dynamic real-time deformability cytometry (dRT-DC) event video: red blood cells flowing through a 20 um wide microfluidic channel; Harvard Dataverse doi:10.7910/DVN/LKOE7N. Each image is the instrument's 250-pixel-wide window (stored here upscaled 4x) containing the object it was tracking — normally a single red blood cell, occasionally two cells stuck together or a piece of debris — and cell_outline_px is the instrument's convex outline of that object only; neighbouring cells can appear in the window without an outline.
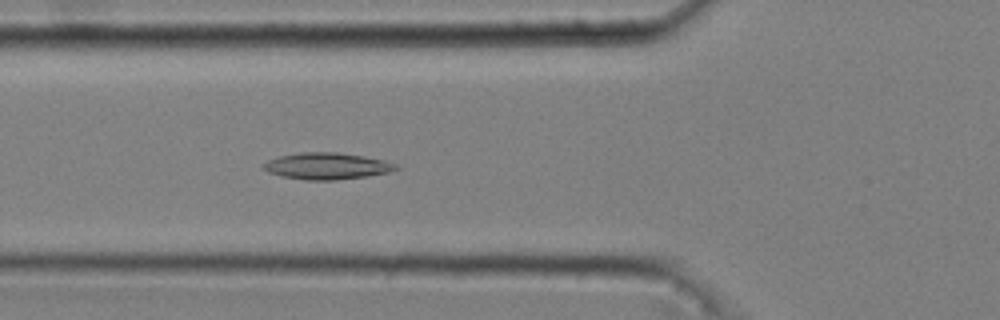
{"species": "common noctule bat (a hibernating species)", "species_latin": "Nyctalus noctula", "temperature_condition": "cold", "stored_images_in_passage": 51, "camera_frame_rate_fps": 3000, "um_per_image_px": 0.085, "animal": {"sex": "male", "body_mass_g": 20.4}, "frame": {"image": 1, "passage_image": 18, "time_ms": 5.667, "image_size_px": [1000, 320], "cell_outline_px": [[400, 168], [388, 172], [368, 176], [336, 180], [304, 180], [284, 176], [268, 172], [260, 168], [268, 160], [280, 156], [300, 152], [336, 152], [364, 156], [384, 160], [396, 164]], "centroid_in_image_um": [27.78, 14.11], "position_along_channel_um": 98.0, "area_um2": 20.52}}
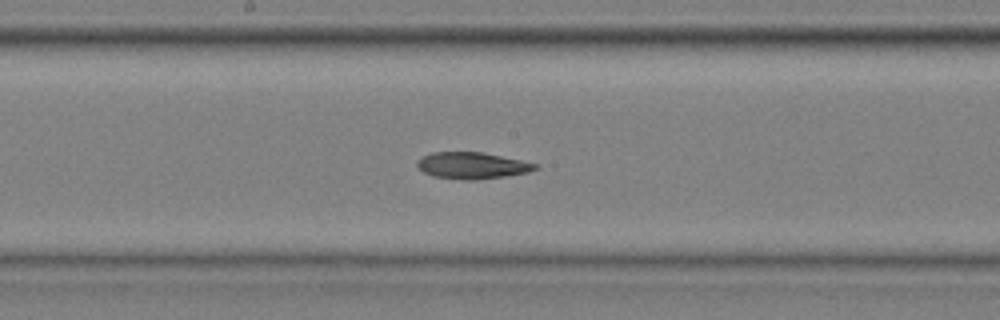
{"frame": {"image": 2, "passage_image": 27, "time_ms": 8.667, "image_size_px": [1000, 320], "cell_outline_px": [[540, 164], [536, 168], [528, 172], [504, 176], [476, 180], [464, 180], [432, 176], [424, 172], [416, 164], [416, 160], [432, 152], [484, 152]], "centroid_in_image_um": [40.13, 14.06], "position_along_channel_um": 208.1, "area_um2": 18.26}}
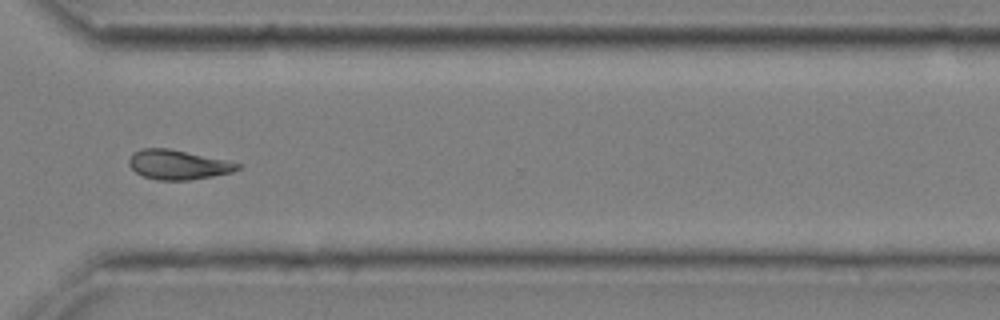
{"frame": {"image": 3, "passage_image": 39, "time_ms": 12.667, "image_size_px": [1000, 320], "cell_outline_px": [[244, 164], [240, 168], [232, 172], [212, 176], [188, 180], [156, 180], [144, 176], [136, 172], [128, 164], [128, 160], [132, 152], [140, 148], [168, 148]], "centroid_in_image_um": [15.11, 13.99], "position_along_channel_um": 355.5, "area_um2": 18.67}}